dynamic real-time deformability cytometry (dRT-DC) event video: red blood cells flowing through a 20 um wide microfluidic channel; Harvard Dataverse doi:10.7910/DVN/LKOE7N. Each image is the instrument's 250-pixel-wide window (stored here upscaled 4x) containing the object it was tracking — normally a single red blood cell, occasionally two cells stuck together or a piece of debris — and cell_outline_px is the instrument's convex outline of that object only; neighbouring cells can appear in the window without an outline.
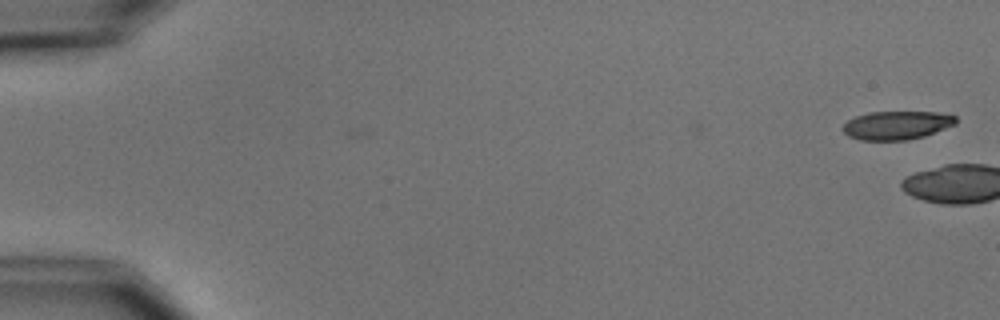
{"species": "common noctule bat (a hibernating species)", "species_latin": "Nyctalus noctula", "temperature_condition": "cold", "stored_images_in_passage": 2, "camera_frame_rate_fps": 3000, "um_per_image_px": 0.085, "animal": {"sex": "male", "body_mass_g": 15.6}, "frame": {"image": 1, "passage_image": 2, "time_ms": 1.333, "image_size_px": [1000, 320], "cell_outline_px": [[956, 124], [924, 136], [908, 140], [860, 140], [848, 136], [844, 132], [844, 124], [848, 120], [856, 116], [868, 112], [936, 112], [956, 116]], "centroid_in_image_um": [76.22, 10.65], "position_along_channel_um": 8.8, "area_um2": 18.67}}